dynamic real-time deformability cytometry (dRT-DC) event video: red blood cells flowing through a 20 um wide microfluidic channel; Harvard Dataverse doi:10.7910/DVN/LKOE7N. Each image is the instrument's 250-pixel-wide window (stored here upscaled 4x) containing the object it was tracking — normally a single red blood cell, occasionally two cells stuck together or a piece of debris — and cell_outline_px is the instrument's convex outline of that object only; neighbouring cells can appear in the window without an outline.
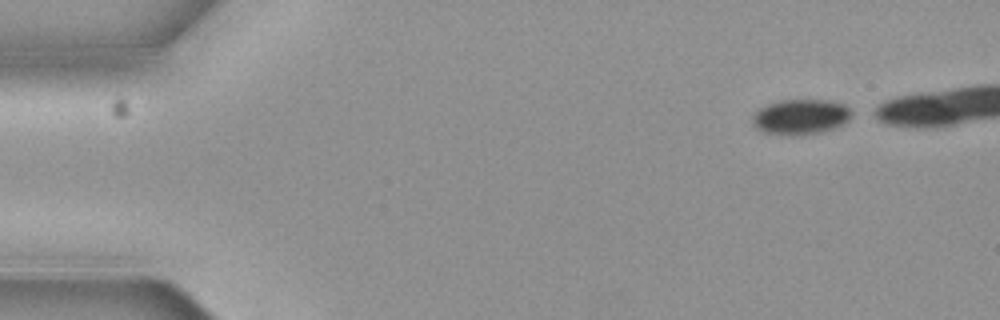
{"species": "common noctule bat (a hibernating species)", "species_latin": "Nyctalus noctula", "temperature_condition": "cold", "stored_images_in_passage": 5, "camera_frame_rate_fps": 3000, "um_per_image_px": 0.085, "animal": {"sex": "female", "body_mass_g": 19.3, "forearm_length_mm": 54.1}, "frame": {"image": 1, "passage_image": 1, "time_ms": 0.0, "image_size_px": [1000, 320], "cell_outline_px": [[856, 112], [844, 124], [820, 132], [764, 132], [756, 128], [752, 124], [752, 116], [760, 108], [768, 104], [780, 100], [832, 100], [844, 104]], "centroid_in_image_um": [68.12, 9.86], "position_along_channel_um": 16.9, "area_um2": 19.77}}